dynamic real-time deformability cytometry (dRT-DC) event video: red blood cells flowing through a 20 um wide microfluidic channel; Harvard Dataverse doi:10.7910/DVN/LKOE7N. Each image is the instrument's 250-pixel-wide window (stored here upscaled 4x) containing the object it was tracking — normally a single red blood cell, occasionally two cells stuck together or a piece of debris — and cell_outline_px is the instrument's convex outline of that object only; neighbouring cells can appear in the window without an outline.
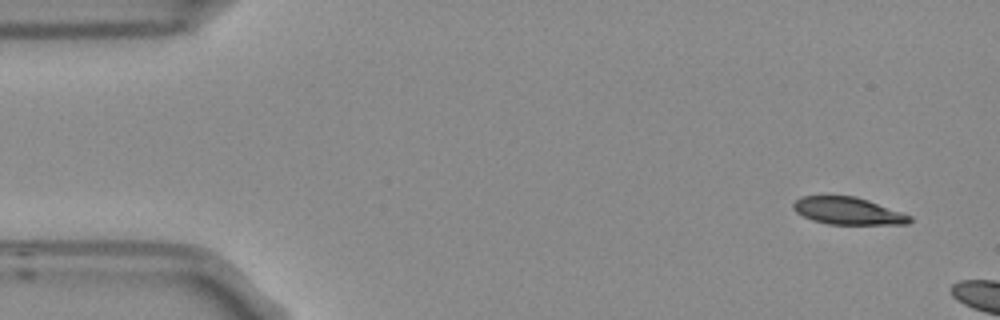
{"species": "Egyptian fruit bat (a non-hibernating species)", "species_latin": "Rousettus aegyptiacus", "temperature_condition": "room temperature", "stored_images_in_passage": 2, "camera_frame_rate_fps": 3000, "um_per_image_px": 0.085, "frame": {"image": 1, "passage_image": 1, "time_ms": 0.0, "image_size_px": [1000, 320], "cell_outline_px": [[912, 220], [908, 224], [828, 224], [812, 220], [796, 212], [792, 208], [792, 204], [800, 196], [856, 196], [868, 200], [912, 216]], "centroid_in_image_um": [72.06, 17.93], "position_along_channel_um": 12.9, "area_um2": 18.44}}